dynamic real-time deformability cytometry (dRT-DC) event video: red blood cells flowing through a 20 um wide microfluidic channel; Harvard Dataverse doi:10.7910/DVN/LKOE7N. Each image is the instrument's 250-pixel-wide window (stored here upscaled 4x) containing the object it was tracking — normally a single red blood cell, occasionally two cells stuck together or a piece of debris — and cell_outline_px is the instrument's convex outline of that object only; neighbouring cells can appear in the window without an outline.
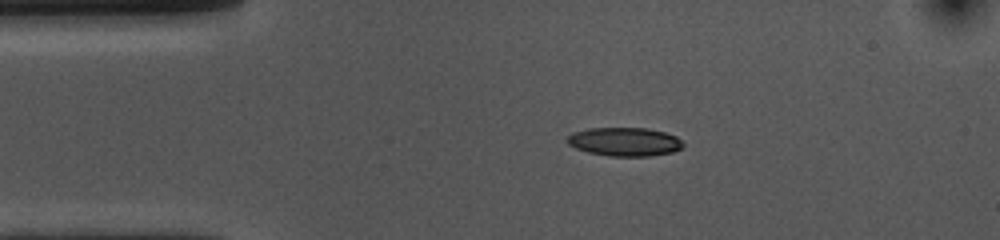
{"species": "common noctule bat (a hibernating species)", "species_latin": "Nyctalus noctula", "temperature_condition": "cold", "stored_images_in_passage": 44, "camera_frame_rate_fps": 3000, "um_per_image_px": 0.085, "animal": {"sex": "female", "body_mass_g": 10.0, "forearm_length_mm": 53.1}, "frame": {"image": 1, "passage_image": 1, "time_ms": 0.0, "image_size_px": [1000, 240], "cell_outline_px": [[684, 144], [680, 148], [672, 152], [648, 156], [608, 156], [588, 152], [576, 148], [568, 144], [564, 140], [572, 132], [588, 128], [648, 128], [664, 132], [676, 136]], "centroid_in_image_um": [53.04, 12.04], "position_along_channel_um": 32.0, "area_um2": 19.36}}
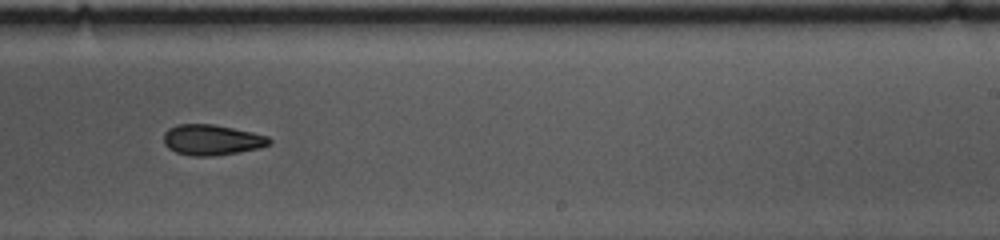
{"frame": {"image": 2, "passage_image": 23, "time_ms": 7.333, "image_size_px": [1000, 240], "cell_outline_px": [[272, 144], [260, 148], [212, 156], [192, 156], [176, 152], [168, 148], [164, 144], [164, 132], [168, 128], [176, 124], [212, 124], [252, 132], [268, 136], [272, 140]], "centroid_in_image_um": [18.0, 11.88], "position_along_channel_um": 271.0, "area_um2": 18.84}}
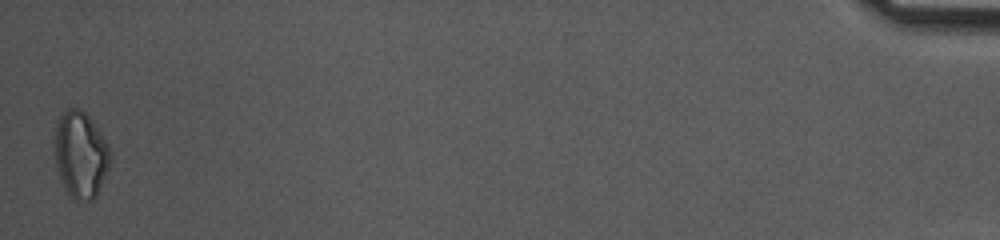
{"frame": {"image": 3, "passage_image": 44, "time_ms": 14.333, "image_size_px": [1000, 240], "cell_outline_px": [[112, 160], [96, 196], [92, 200], [76, 200], [68, 196], [60, 180], [56, 164], [52, 140], [56, 124], [60, 116], [68, 108], [80, 108], [92, 120], [108, 144], [112, 152]], "centroid_in_image_um": [6.83, 13.14], "position_along_channel_um": 428.4, "area_um2": 28.55}, "authors_computed_cell_mechanics": {"area_um2": 19.5364, "velocity_mm_per_s": 3.693, "shape_relaxation_time_tau1_ms": 2.9544, "shape_relaxation_time_tau2_ms": null, "deformation_change_tau1": 0.1169, "deformation_change_tau2": null}}